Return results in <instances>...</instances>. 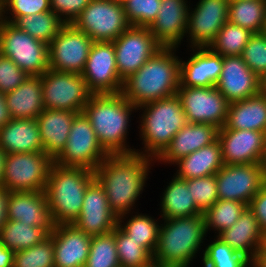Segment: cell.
Listing matches in <instances>:
<instances>
[{"label":"cell","instance_id":"obj_38","mask_svg":"<svg viewBox=\"0 0 266 267\" xmlns=\"http://www.w3.org/2000/svg\"><path fill=\"white\" fill-rule=\"evenodd\" d=\"M247 207L248 205L239 201L218 199L213 206L203 213L206 232L209 229H215L219 234L230 228Z\"/></svg>","mask_w":266,"mask_h":267},{"label":"cell","instance_id":"obj_52","mask_svg":"<svg viewBox=\"0 0 266 267\" xmlns=\"http://www.w3.org/2000/svg\"><path fill=\"white\" fill-rule=\"evenodd\" d=\"M12 119L5 98V93L0 91V127H3Z\"/></svg>","mask_w":266,"mask_h":267},{"label":"cell","instance_id":"obj_22","mask_svg":"<svg viewBox=\"0 0 266 267\" xmlns=\"http://www.w3.org/2000/svg\"><path fill=\"white\" fill-rule=\"evenodd\" d=\"M187 0H161L157 18L149 27L163 48H178L185 37L188 20Z\"/></svg>","mask_w":266,"mask_h":267},{"label":"cell","instance_id":"obj_55","mask_svg":"<svg viewBox=\"0 0 266 267\" xmlns=\"http://www.w3.org/2000/svg\"><path fill=\"white\" fill-rule=\"evenodd\" d=\"M6 153L0 148V187H2V178L5 165Z\"/></svg>","mask_w":266,"mask_h":267},{"label":"cell","instance_id":"obj_9","mask_svg":"<svg viewBox=\"0 0 266 267\" xmlns=\"http://www.w3.org/2000/svg\"><path fill=\"white\" fill-rule=\"evenodd\" d=\"M53 163L45 152L6 154L2 187L9 192L44 191Z\"/></svg>","mask_w":266,"mask_h":267},{"label":"cell","instance_id":"obj_36","mask_svg":"<svg viewBox=\"0 0 266 267\" xmlns=\"http://www.w3.org/2000/svg\"><path fill=\"white\" fill-rule=\"evenodd\" d=\"M253 33L229 21L217 33L208 48L221 56H241Z\"/></svg>","mask_w":266,"mask_h":267},{"label":"cell","instance_id":"obj_21","mask_svg":"<svg viewBox=\"0 0 266 267\" xmlns=\"http://www.w3.org/2000/svg\"><path fill=\"white\" fill-rule=\"evenodd\" d=\"M7 220L41 227L49 235L55 228L44 191L10 192L7 201Z\"/></svg>","mask_w":266,"mask_h":267},{"label":"cell","instance_id":"obj_40","mask_svg":"<svg viewBox=\"0 0 266 267\" xmlns=\"http://www.w3.org/2000/svg\"><path fill=\"white\" fill-rule=\"evenodd\" d=\"M114 236L120 267H141L153 260V255L146 248L128 237L118 226L114 229Z\"/></svg>","mask_w":266,"mask_h":267},{"label":"cell","instance_id":"obj_25","mask_svg":"<svg viewBox=\"0 0 266 267\" xmlns=\"http://www.w3.org/2000/svg\"><path fill=\"white\" fill-rule=\"evenodd\" d=\"M218 133L219 128L211 124L187 123L175 134L156 161L174 164L179 159L215 142Z\"/></svg>","mask_w":266,"mask_h":267},{"label":"cell","instance_id":"obj_26","mask_svg":"<svg viewBox=\"0 0 266 267\" xmlns=\"http://www.w3.org/2000/svg\"><path fill=\"white\" fill-rule=\"evenodd\" d=\"M69 110L44 109L36 118L44 152L54 161L66 146L73 119Z\"/></svg>","mask_w":266,"mask_h":267},{"label":"cell","instance_id":"obj_28","mask_svg":"<svg viewBox=\"0 0 266 267\" xmlns=\"http://www.w3.org/2000/svg\"><path fill=\"white\" fill-rule=\"evenodd\" d=\"M0 148L6 154L44 152L37 119L12 118L0 127Z\"/></svg>","mask_w":266,"mask_h":267},{"label":"cell","instance_id":"obj_14","mask_svg":"<svg viewBox=\"0 0 266 267\" xmlns=\"http://www.w3.org/2000/svg\"><path fill=\"white\" fill-rule=\"evenodd\" d=\"M117 71L122 81L134 74L163 47L148 27L130 26L113 41Z\"/></svg>","mask_w":266,"mask_h":267},{"label":"cell","instance_id":"obj_11","mask_svg":"<svg viewBox=\"0 0 266 267\" xmlns=\"http://www.w3.org/2000/svg\"><path fill=\"white\" fill-rule=\"evenodd\" d=\"M109 154L98 141L86 115L77 113L67 143L54 163L62 167H85L95 170Z\"/></svg>","mask_w":266,"mask_h":267},{"label":"cell","instance_id":"obj_16","mask_svg":"<svg viewBox=\"0 0 266 267\" xmlns=\"http://www.w3.org/2000/svg\"><path fill=\"white\" fill-rule=\"evenodd\" d=\"M93 94L120 93L123 87L116 65L113 42H93L82 72Z\"/></svg>","mask_w":266,"mask_h":267},{"label":"cell","instance_id":"obj_58","mask_svg":"<svg viewBox=\"0 0 266 267\" xmlns=\"http://www.w3.org/2000/svg\"><path fill=\"white\" fill-rule=\"evenodd\" d=\"M141 267H156V260H152L147 265L141 266Z\"/></svg>","mask_w":266,"mask_h":267},{"label":"cell","instance_id":"obj_33","mask_svg":"<svg viewBox=\"0 0 266 267\" xmlns=\"http://www.w3.org/2000/svg\"><path fill=\"white\" fill-rule=\"evenodd\" d=\"M48 236L49 234L41 227L26 225L15 220H7L0 229L2 244L14 252L28 249Z\"/></svg>","mask_w":266,"mask_h":267},{"label":"cell","instance_id":"obj_47","mask_svg":"<svg viewBox=\"0 0 266 267\" xmlns=\"http://www.w3.org/2000/svg\"><path fill=\"white\" fill-rule=\"evenodd\" d=\"M28 75L10 58L0 54V91L7 93L21 85Z\"/></svg>","mask_w":266,"mask_h":267},{"label":"cell","instance_id":"obj_1","mask_svg":"<svg viewBox=\"0 0 266 267\" xmlns=\"http://www.w3.org/2000/svg\"><path fill=\"white\" fill-rule=\"evenodd\" d=\"M152 161L156 160L138 153L108 155L94 170L95 179L104 188L118 222L124 223L125 216L134 209Z\"/></svg>","mask_w":266,"mask_h":267},{"label":"cell","instance_id":"obj_37","mask_svg":"<svg viewBox=\"0 0 266 267\" xmlns=\"http://www.w3.org/2000/svg\"><path fill=\"white\" fill-rule=\"evenodd\" d=\"M146 214L132 215L126 223L118 222V227L133 240L141 244L152 255L156 249L160 226L158 221ZM124 225V226H123Z\"/></svg>","mask_w":266,"mask_h":267},{"label":"cell","instance_id":"obj_44","mask_svg":"<svg viewBox=\"0 0 266 267\" xmlns=\"http://www.w3.org/2000/svg\"><path fill=\"white\" fill-rule=\"evenodd\" d=\"M197 208L204 213L218 200L216 174L185 180Z\"/></svg>","mask_w":266,"mask_h":267},{"label":"cell","instance_id":"obj_27","mask_svg":"<svg viewBox=\"0 0 266 267\" xmlns=\"http://www.w3.org/2000/svg\"><path fill=\"white\" fill-rule=\"evenodd\" d=\"M216 236L250 260L265 245V235L261 231L253 212L248 207L233 226Z\"/></svg>","mask_w":266,"mask_h":267},{"label":"cell","instance_id":"obj_18","mask_svg":"<svg viewBox=\"0 0 266 267\" xmlns=\"http://www.w3.org/2000/svg\"><path fill=\"white\" fill-rule=\"evenodd\" d=\"M218 140L225 165L265 163V132L219 129Z\"/></svg>","mask_w":266,"mask_h":267},{"label":"cell","instance_id":"obj_46","mask_svg":"<svg viewBox=\"0 0 266 267\" xmlns=\"http://www.w3.org/2000/svg\"><path fill=\"white\" fill-rule=\"evenodd\" d=\"M241 57L258 77L266 72V36L261 33L253 34L244 47Z\"/></svg>","mask_w":266,"mask_h":267},{"label":"cell","instance_id":"obj_34","mask_svg":"<svg viewBox=\"0 0 266 267\" xmlns=\"http://www.w3.org/2000/svg\"><path fill=\"white\" fill-rule=\"evenodd\" d=\"M18 29L49 45L66 23L51 10L17 18L13 23Z\"/></svg>","mask_w":266,"mask_h":267},{"label":"cell","instance_id":"obj_7","mask_svg":"<svg viewBox=\"0 0 266 267\" xmlns=\"http://www.w3.org/2000/svg\"><path fill=\"white\" fill-rule=\"evenodd\" d=\"M0 54L10 58L28 76H41L49 69L48 45L1 19Z\"/></svg>","mask_w":266,"mask_h":267},{"label":"cell","instance_id":"obj_49","mask_svg":"<svg viewBox=\"0 0 266 267\" xmlns=\"http://www.w3.org/2000/svg\"><path fill=\"white\" fill-rule=\"evenodd\" d=\"M248 208L253 212L261 231L266 237V184L252 198Z\"/></svg>","mask_w":266,"mask_h":267},{"label":"cell","instance_id":"obj_31","mask_svg":"<svg viewBox=\"0 0 266 267\" xmlns=\"http://www.w3.org/2000/svg\"><path fill=\"white\" fill-rule=\"evenodd\" d=\"M176 175L186 180L215 175L225 164L219 140L179 159Z\"/></svg>","mask_w":266,"mask_h":267},{"label":"cell","instance_id":"obj_5","mask_svg":"<svg viewBox=\"0 0 266 267\" xmlns=\"http://www.w3.org/2000/svg\"><path fill=\"white\" fill-rule=\"evenodd\" d=\"M143 110L139 125L144 150L136 153L156 159L171 139L186 124V116L177 95L152 101L137 108ZM139 150V151H138Z\"/></svg>","mask_w":266,"mask_h":267},{"label":"cell","instance_id":"obj_15","mask_svg":"<svg viewBox=\"0 0 266 267\" xmlns=\"http://www.w3.org/2000/svg\"><path fill=\"white\" fill-rule=\"evenodd\" d=\"M93 40L66 24L48 45L49 69L82 74Z\"/></svg>","mask_w":266,"mask_h":267},{"label":"cell","instance_id":"obj_54","mask_svg":"<svg viewBox=\"0 0 266 267\" xmlns=\"http://www.w3.org/2000/svg\"><path fill=\"white\" fill-rule=\"evenodd\" d=\"M259 94L266 96V72L259 77Z\"/></svg>","mask_w":266,"mask_h":267},{"label":"cell","instance_id":"obj_39","mask_svg":"<svg viewBox=\"0 0 266 267\" xmlns=\"http://www.w3.org/2000/svg\"><path fill=\"white\" fill-rule=\"evenodd\" d=\"M204 267H247L251 260L217 237L203 251Z\"/></svg>","mask_w":266,"mask_h":267},{"label":"cell","instance_id":"obj_20","mask_svg":"<svg viewBox=\"0 0 266 267\" xmlns=\"http://www.w3.org/2000/svg\"><path fill=\"white\" fill-rule=\"evenodd\" d=\"M215 87L229 103L259 94V77L241 56H222V71Z\"/></svg>","mask_w":266,"mask_h":267},{"label":"cell","instance_id":"obj_10","mask_svg":"<svg viewBox=\"0 0 266 267\" xmlns=\"http://www.w3.org/2000/svg\"><path fill=\"white\" fill-rule=\"evenodd\" d=\"M44 109L81 113L92 96L81 74L47 69L41 75Z\"/></svg>","mask_w":266,"mask_h":267},{"label":"cell","instance_id":"obj_32","mask_svg":"<svg viewBox=\"0 0 266 267\" xmlns=\"http://www.w3.org/2000/svg\"><path fill=\"white\" fill-rule=\"evenodd\" d=\"M161 199L162 219L198 216L203 213L197 208L185 180L173 176Z\"/></svg>","mask_w":266,"mask_h":267},{"label":"cell","instance_id":"obj_56","mask_svg":"<svg viewBox=\"0 0 266 267\" xmlns=\"http://www.w3.org/2000/svg\"><path fill=\"white\" fill-rule=\"evenodd\" d=\"M156 267H189V266L180 263H166L160 260H156Z\"/></svg>","mask_w":266,"mask_h":267},{"label":"cell","instance_id":"obj_2","mask_svg":"<svg viewBox=\"0 0 266 267\" xmlns=\"http://www.w3.org/2000/svg\"><path fill=\"white\" fill-rule=\"evenodd\" d=\"M176 48H162L123 81L122 95L137 108L177 94L180 60Z\"/></svg>","mask_w":266,"mask_h":267},{"label":"cell","instance_id":"obj_30","mask_svg":"<svg viewBox=\"0 0 266 267\" xmlns=\"http://www.w3.org/2000/svg\"><path fill=\"white\" fill-rule=\"evenodd\" d=\"M221 129L255 130L266 133V96L256 95L229 104Z\"/></svg>","mask_w":266,"mask_h":267},{"label":"cell","instance_id":"obj_12","mask_svg":"<svg viewBox=\"0 0 266 267\" xmlns=\"http://www.w3.org/2000/svg\"><path fill=\"white\" fill-rule=\"evenodd\" d=\"M219 200H235L249 205L266 184L265 163L224 165L216 173Z\"/></svg>","mask_w":266,"mask_h":267},{"label":"cell","instance_id":"obj_50","mask_svg":"<svg viewBox=\"0 0 266 267\" xmlns=\"http://www.w3.org/2000/svg\"><path fill=\"white\" fill-rule=\"evenodd\" d=\"M9 193L7 189L0 187V229L7 221V201Z\"/></svg>","mask_w":266,"mask_h":267},{"label":"cell","instance_id":"obj_23","mask_svg":"<svg viewBox=\"0 0 266 267\" xmlns=\"http://www.w3.org/2000/svg\"><path fill=\"white\" fill-rule=\"evenodd\" d=\"M54 243V267H84L89 255L91 236L74 224L55 225L50 234Z\"/></svg>","mask_w":266,"mask_h":267},{"label":"cell","instance_id":"obj_35","mask_svg":"<svg viewBox=\"0 0 266 267\" xmlns=\"http://www.w3.org/2000/svg\"><path fill=\"white\" fill-rule=\"evenodd\" d=\"M266 14V0H229L228 21L251 31L261 33Z\"/></svg>","mask_w":266,"mask_h":267},{"label":"cell","instance_id":"obj_29","mask_svg":"<svg viewBox=\"0 0 266 267\" xmlns=\"http://www.w3.org/2000/svg\"><path fill=\"white\" fill-rule=\"evenodd\" d=\"M5 98L12 118H37L44 110L41 76H28L15 90L5 93Z\"/></svg>","mask_w":266,"mask_h":267},{"label":"cell","instance_id":"obj_48","mask_svg":"<svg viewBox=\"0 0 266 267\" xmlns=\"http://www.w3.org/2000/svg\"><path fill=\"white\" fill-rule=\"evenodd\" d=\"M91 0H50L51 11L66 24H72Z\"/></svg>","mask_w":266,"mask_h":267},{"label":"cell","instance_id":"obj_45","mask_svg":"<svg viewBox=\"0 0 266 267\" xmlns=\"http://www.w3.org/2000/svg\"><path fill=\"white\" fill-rule=\"evenodd\" d=\"M49 10H51L50 0H0V19L10 23L19 17ZM6 11H10L11 16H7Z\"/></svg>","mask_w":266,"mask_h":267},{"label":"cell","instance_id":"obj_51","mask_svg":"<svg viewBox=\"0 0 266 267\" xmlns=\"http://www.w3.org/2000/svg\"><path fill=\"white\" fill-rule=\"evenodd\" d=\"M14 251L6 248L0 240V267H13Z\"/></svg>","mask_w":266,"mask_h":267},{"label":"cell","instance_id":"obj_3","mask_svg":"<svg viewBox=\"0 0 266 267\" xmlns=\"http://www.w3.org/2000/svg\"><path fill=\"white\" fill-rule=\"evenodd\" d=\"M137 107L122 93L92 94L83 108L99 143L109 155L133 154L136 149L127 145L129 118Z\"/></svg>","mask_w":266,"mask_h":267},{"label":"cell","instance_id":"obj_53","mask_svg":"<svg viewBox=\"0 0 266 267\" xmlns=\"http://www.w3.org/2000/svg\"><path fill=\"white\" fill-rule=\"evenodd\" d=\"M252 267H266V248L263 246L251 260Z\"/></svg>","mask_w":266,"mask_h":267},{"label":"cell","instance_id":"obj_13","mask_svg":"<svg viewBox=\"0 0 266 267\" xmlns=\"http://www.w3.org/2000/svg\"><path fill=\"white\" fill-rule=\"evenodd\" d=\"M187 123L211 124L221 129L227 118L229 102L215 86L182 87L176 94Z\"/></svg>","mask_w":266,"mask_h":267},{"label":"cell","instance_id":"obj_4","mask_svg":"<svg viewBox=\"0 0 266 267\" xmlns=\"http://www.w3.org/2000/svg\"><path fill=\"white\" fill-rule=\"evenodd\" d=\"M95 180L93 170L52 164L44 189L55 225L73 224L79 217L87 187Z\"/></svg>","mask_w":266,"mask_h":267},{"label":"cell","instance_id":"obj_42","mask_svg":"<svg viewBox=\"0 0 266 267\" xmlns=\"http://www.w3.org/2000/svg\"><path fill=\"white\" fill-rule=\"evenodd\" d=\"M13 267H54V243L49 235L42 242L14 252Z\"/></svg>","mask_w":266,"mask_h":267},{"label":"cell","instance_id":"obj_8","mask_svg":"<svg viewBox=\"0 0 266 267\" xmlns=\"http://www.w3.org/2000/svg\"><path fill=\"white\" fill-rule=\"evenodd\" d=\"M72 25L93 42H113L131 26L118 0H91Z\"/></svg>","mask_w":266,"mask_h":267},{"label":"cell","instance_id":"obj_57","mask_svg":"<svg viewBox=\"0 0 266 267\" xmlns=\"http://www.w3.org/2000/svg\"><path fill=\"white\" fill-rule=\"evenodd\" d=\"M261 34L266 36V14H265V19H264L263 28L261 30Z\"/></svg>","mask_w":266,"mask_h":267},{"label":"cell","instance_id":"obj_41","mask_svg":"<svg viewBox=\"0 0 266 267\" xmlns=\"http://www.w3.org/2000/svg\"><path fill=\"white\" fill-rule=\"evenodd\" d=\"M84 267H120L114 230L91 238L89 255Z\"/></svg>","mask_w":266,"mask_h":267},{"label":"cell","instance_id":"obj_24","mask_svg":"<svg viewBox=\"0 0 266 267\" xmlns=\"http://www.w3.org/2000/svg\"><path fill=\"white\" fill-rule=\"evenodd\" d=\"M191 50L193 54L187 61L180 60V86H215L222 71V56L208 47H192Z\"/></svg>","mask_w":266,"mask_h":267},{"label":"cell","instance_id":"obj_19","mask_svg":"<svg viewBox=\"0 0 266 267\" xmlns=\"http://www.w3.org/2000/svg\"><path fill=\"white\" fill-rule=\"evenodd\" d=\"M73 224L91 237L117 227L118 217L111 211L105 190L96 179L87 187L80 215Z\"/></svg>","mask_w":266,"mask_h":267},{"label":"cell","instance_id":"obj_17","mask_svg":"<svg viewBox=\"0 0 266 267\" xmlns=\"http://www.w3.org/2000/svg\"><path fill=\"white\" fill-rule=\"evenodd\" d=\"M188 10L186 35L190 48L208 47L217 33L228 22L229 0H199Z\"/></svg>","mask_w":266,"mask_h":267},{"label":"cell","instance_id":"obj_6","mask_svg":"<svg viewBox=\"0 0 266 267\" xmlns=\"http://www.w3.org/2000/svg\"><path fill=\"white\" fill-rule=\"evenodd\" d=\"M163 220L153 260L189 266L206 239L203 215Z\"/></svg>","mask_w":266,"mask_h":267},{"label":"cell","instance_id":"obj_43","mask_svg":"<svg viewBox=\"0 0 266 267\" xmlns=\"http://www.w3.org/2000/svg\"><path fill=\"white\" fill-rule=\"evenodd\" d=\"M124 12L132 26L150 27L161 8V0H123Z\"/></svg>","mask_w":266,"mask_h":267}]
</instances>
